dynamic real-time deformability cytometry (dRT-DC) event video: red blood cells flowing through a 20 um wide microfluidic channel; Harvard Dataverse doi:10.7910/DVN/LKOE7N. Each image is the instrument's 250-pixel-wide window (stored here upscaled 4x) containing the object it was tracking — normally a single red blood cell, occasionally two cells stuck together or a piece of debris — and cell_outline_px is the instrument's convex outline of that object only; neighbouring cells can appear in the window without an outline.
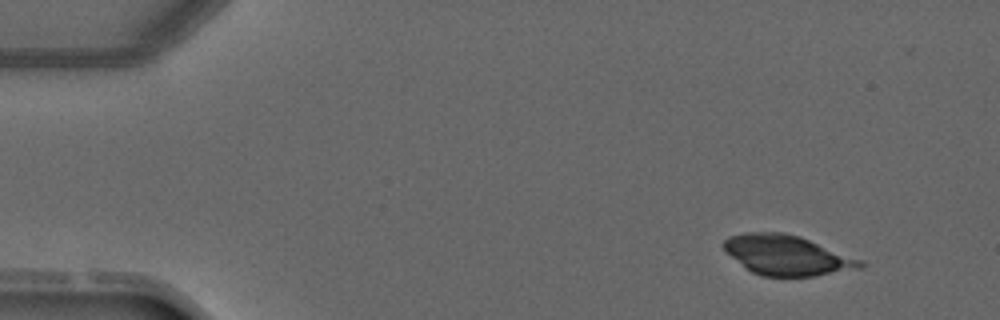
{"species": "common noctule bat (a hibernating species)", "species_latin": "Nyctalus noctula", "temperature_condition": "warm", "stored_images_in_passage": 5, "camera_frame_rate_fps": 3000, "um_per_image_px": 0.085, "animal": {"sex": "male", "forearm_length_mm": 52.5}, "frame": {"image": 1, "passage_image": 1, "time_ms": 0.0, "image_size_px": [1000, 320], "cell_outline_px": [[868, 264], [860, 268], [812, 276], [764, 276], [752, 272], [732, 256], [724, 248], [724, 240], [728, 236], [744, 232], [784, 232], [800, 236], [864, 260]], "centroid_in_image_um": [66.94, 21.67], "position_along_channel_um": 18.1, "area_um2": 31.62}}